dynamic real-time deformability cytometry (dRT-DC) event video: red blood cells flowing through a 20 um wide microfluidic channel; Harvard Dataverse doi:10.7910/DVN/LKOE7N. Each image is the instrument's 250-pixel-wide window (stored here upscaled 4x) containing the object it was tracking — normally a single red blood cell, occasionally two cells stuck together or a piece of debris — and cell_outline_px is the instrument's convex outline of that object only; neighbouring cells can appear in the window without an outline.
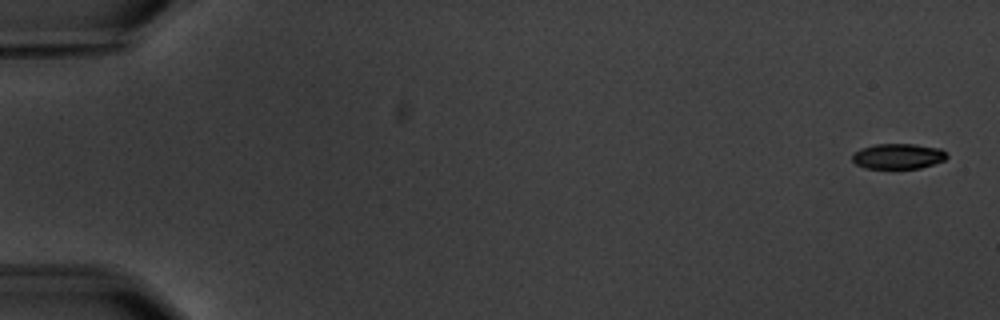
{"species": "common noctule bat (a hibernating species)", "species_latin": "Nyctalus noctula", "temperature_condition": "warm", "stored_images_in_passage": 5, "camera_frame_rate_fps": 3000, "um_per_image_px": 0.085, "animal": {"sex": "male", "body_mass_g": 20.1, "forearm_length_mm": 53.5}, "frame": {"image": 1, "passage_image": 1, "time_ms": 0.0, "image_size_px": [1000, 320], "cell_outline_px": [[948, 156], [944, 160], [920, 168], [864, 168], [856, 164], [852, 160], [852, 152], [860, 148], [876, 144], [916, 144], [940, 148], [948, 152]], "centroid_in_image_um": [76.33, 13.27], "position_along_channel_um": 8.7, "area_um2": 14.1}}
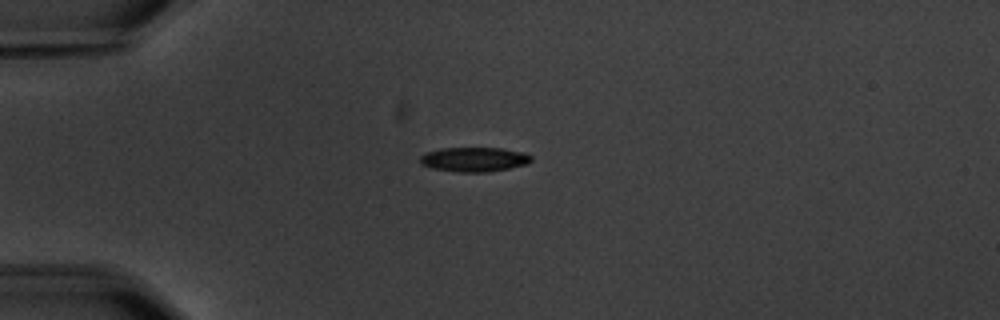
{"frame": {"image": 2, "passage_image": 5, "time_ms": 4.667, "image_size_px": [1000, 320], "cell_outline_px": [[532, 160], [528, 164], [488, 172], [460, 172], [432, 168], [420, 164], [420, 156], [428, 152], [440, 148], [500, 148], [524, 152], [532, 156]], "centroid_in_image_um": [40.32, 13.55], "position_along_channel_um": 44.7, "area_um2": 15.84}}